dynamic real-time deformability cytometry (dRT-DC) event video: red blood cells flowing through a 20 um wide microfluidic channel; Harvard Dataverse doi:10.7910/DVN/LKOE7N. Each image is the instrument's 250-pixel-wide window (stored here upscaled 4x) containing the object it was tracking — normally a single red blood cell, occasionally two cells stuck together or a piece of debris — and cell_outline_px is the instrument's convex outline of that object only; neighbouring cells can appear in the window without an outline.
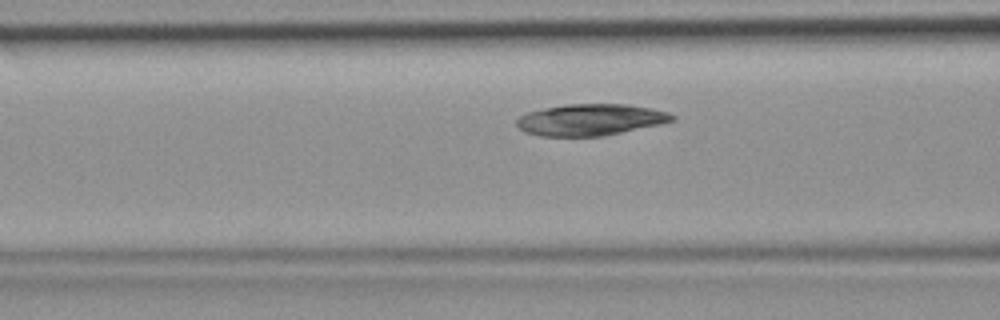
{"species": "common noctule bat (a hibernating species)", "species_latin": "Nyctalus noctula", "temperature_condition": "room temperature", "stored_images_in_passage": 4, "camera_frame_rate_fps": 3000, "um_per_image_px": 0.085, "animal": {"sex": "female", "body_mass_g": 19.9}, "frame": {"image": 1, "passage_image": 4, "time_ms": 1.0, "image_size_px": [1000, 320], "cell_outline_px": [[676, 120], [660, 124], [604, 136], [540, 136], [524, 132], [516, 128], [516, 120], [520, 116], [528, 112], [544, 108], [568, 104], [628, 104], [652, 108], [668, 112], [676, 116]], "centroid_in_image_um": [50.19, 10.18], "position_along_channel_um": 116.4, "area_um2": 28.73}}